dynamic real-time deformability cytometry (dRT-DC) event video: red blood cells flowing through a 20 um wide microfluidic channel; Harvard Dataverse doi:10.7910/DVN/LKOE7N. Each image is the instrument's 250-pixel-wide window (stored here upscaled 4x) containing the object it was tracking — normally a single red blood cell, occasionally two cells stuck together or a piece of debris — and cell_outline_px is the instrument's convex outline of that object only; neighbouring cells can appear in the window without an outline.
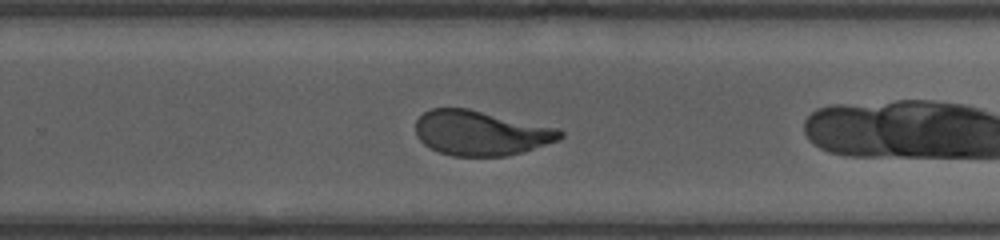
{"species": "human", "species_latin": "Homo sapiens", "temperature_condition": "room temperature", "stored_images_in_passage": 28, "camera_frame_rate_fps": 3000, "um_per_image_px": 0.085, "donor": {"sex": "female"}, "frame": {"image": 1, "passage_image": 17, "time_ms": 8.0, "image_size_px": [1000, 240], "cell_outline_px": [[564, 136], [556, 140], [524, 152], [504, 156], [452, 156], [440, 152], [424, 144], [416, 136], [416, 120], [424, 112], [432, 108], [468, 108], [560, 128], [564, 132]], "centroid_in_image_um": [40.88, 11.3], "position_along_channel_um": 288.9, "area_um2": 37.8}}